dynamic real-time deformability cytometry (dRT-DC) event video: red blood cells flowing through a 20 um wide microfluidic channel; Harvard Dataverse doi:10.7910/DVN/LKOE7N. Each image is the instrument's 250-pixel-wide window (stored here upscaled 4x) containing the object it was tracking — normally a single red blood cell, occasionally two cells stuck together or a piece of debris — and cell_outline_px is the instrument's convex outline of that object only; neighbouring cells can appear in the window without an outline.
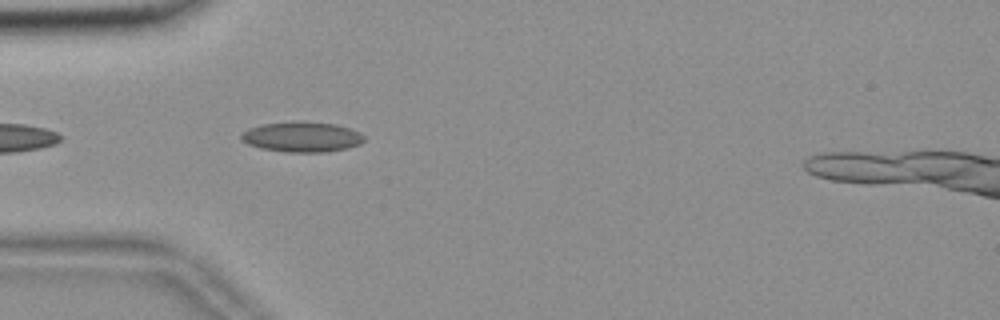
{"species": "common noctule bat (a hibernating species)", "species_latin": "Nyctalus noctula", "temperature_condition": "room temperature", "stored_images_in_passage": 13, "camera_frame_rate_fps": 3000, "um_per_image_px": 0.085, "animal": {"sex": "female", "body_mass_g": 18.4}, "frame": {"image": 1, "passage_image": 3, "time_ms": 0.667, "image_size_px": [1000, 320], "cell_outline_px": [[364, 140], [360, 144], [344, 148], [324, 152], [284, 152], [260, 148], [248, 144], [240, 140], [240, 136], [248, 128], [260, 124], [336, 124], [360, 132], [364, 136]], "centroid_in_image_um": [25.64, 11.68], "position_along_channel_um": 59.4, "area_um2": 20.75}}